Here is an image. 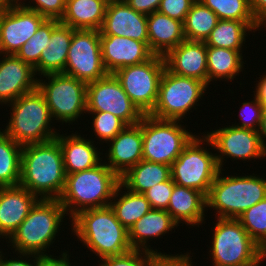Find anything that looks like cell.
<instances>
[{
	"label": "cell",
	"mask_w": 266,
	"mask_h": 266,
	"mask_svg": "<svg viewBox=\"0 0 266 266\" xmlns=\"http://www.w3.org/2000/svg\"><path fill=\"white\" fill-rule=\"evenodd\" d=\"M63 154L57 138L22 147L20 183L41 199H59L65 186Z\"/></svg>",
	"instance_id": "obj_1"
},
{
	"label": "cell",
	"mask_w": 266,
	"mask_h": 266,
	"mask_svg": "<svg viewBox=\"0 0 266 266\" xmlns=\"http://www.w3.org/2000/svg\"><path fill=\"white\" fill-rule=\"evenodd\" d=\"M70 220L77 240L100 260L132 250L128 230L118 221L110 205L80 211Z\"/></svg>",
	"instance_id": "obj_2"
},
{
	"label": "cell",
	"mask_w": 266,
	"mask_h": 266,
	"mask_svg": "<svg viewBox=\"0 0 266 266\" xmlns=\"http://www.w3.org/2000/svg\"><path fill=\"white\" fill-rule=\"evenodd\" d=\"M119 183L120 177L103 161L92 169L67 174L58 200L70 219L80 211L109 206Z\"/></svg>",
	"instance_id": "obj_3"
},
{
	"label": "cell",
	"mask_w": 266,
	"mask_h": 266,
	"mask_svg": "<svg viewBox=\"0 0 266 266\" xmlns=\"http://www.w3.org/2000/svg\"><path fill=\"white\" fill-rule=\"evenodd\" d=\"M65 209L58 199L39 198L17 230L8 239L11 250L37 256L50 255L46 249L53 245L64 222Z\"/></svg>",
	"instance_id": "obj_4"
},
{
	"label": "cell",
	"mask_w": 266,
	"mask_h": 266,
	"mask_svg": "<svg viewBox=\"0 0 266 266\" xmlns=\"http://www.w3.org/2000/svg\"><path fill=\"white\" fill-rule=\"evenodd\" d=\"M223 170L224 167L218 172L206 196V208L214 209L215 217L237 219L248 208L266 198L265 176H224Z\"/></svg>",
	"instance_id": "obj_5"
},
{
	"label": "cell",
	"mask_w": 266,
	"mask_h": 266,
	"mask_svg": "<svg viewBox=\"0 0 266 266\" xmlns=\"http://www.w3.org/2000/svg\"><path fill=\"white\" fill-rule=\"evenodd\" d=\"M8 106L11 115L3 131L16 143L22 146L43 143L59 134L51 125L53 120L49 107L38 88L23 94Z\"/></svg>",
	"instance_id": "obj_6"
},
{
	"label": "cell",
	"mask_w": 266,
	"mask_h": 266,
	"mask_svg": "<svg viewBox=\"0 0 266 266\" xmlns=\"http://www.w3.org/2000/svg\"><path fill=\"white\" fill-rule=\"evenodd\" d=\"M204 145L210 147V140L204 134L191 139L172 163L171 179L177 185L196 189L207 196L220 168L216 154Z\"/></svg>",
	"instance_id": "obj_7"
},
{
	"label": "cell",
	"mask_w": 266,
	"mask_h": 266,
	"mask_svg": "<svg viewBox=\"0 0 266 266\" xmlns=\"http://www.w3.org/2000/svg\"><path fill=\"white\" fill-rule=\"evenodd\" d=\"M37 88L45 98L53 121L70 125L87 113L85 82L64 73H52L40 76Z\"/></svg>",
	"instance_id": "obj_8"
},
{
	"label": "cell",
	"mask_w": 266,
	"mask_h": 266,
	"mask_svg": "<svg viewBox=\"0 0 266 266\" xmlns=\"http://www.w3.org/2000/svg\"><path fill=\"white\" fill-rule=\"evenodd\" d=\"M182 122L143 115V159L171 166L196 135L186 130Z\"/></svg>",
	"instance_id": "obj_9"
},
{
	"label": "cell",
	"mask_w": 266,
	"mask_h": 266,
	"mask_svg": "<svg viewBox=\"0 0 266 266\" xmlns=\"http://www.w3.org/2000/svg\"><path fill=\"white\" fill-rule=\"evenodd\" d=\"M207 89L204 82L173 74L165 68L159 83L156 105L149 115L163 120L182 121L193 107L196 109L195 106L199 105Z\"/></svg>",
	"instance_id": "obj_10"
},
{
	"label": "cell",
	"mask_w": 266,
	"mask_h": 266,
	"mask_svg": "<svg viewBox=\"0 0 266 266\" xmlns=\"http://www.w3.org/2000/svg\"><path fill=\"white\" fill-rule=\"evenodd\" d=\"M209 255L214 266H242L258 261V244L233 218H216Z\"/></svg>",
	"instance_id": "obj_11"
},
{
	"label": "cell",
	"mask_w": 266,
	"mask_h": 266,
	"mask_svg": "<svg viewBox=\"0 0 266 266\" xmlns=\"http://www.w3.org/2000/svg\"><path fill=\"white\" fill-rule=\"evenodd\" d=\"M165 68L164 57L154 55L144 63L120 68L113 75L138 110L149 115L156 105Z\"/></svg>",
	"instance_id": "obj_12"
},
{
	"label": "cell",
	"mask_w": 266,
	"mask_h": 266,
	"mask_svg": "<svg viewBox=\"0 0 266 266\" xmlns=\"http://www.w3.org/2000/svg\"><path fill=\"white\" fill-rule=\"evenodd\" d=\"M63 73L86 84L109 74L102 61L100 31L86 29L73 31Z\"/></svg>",
	"instance_id": "obj_13"
},
{
	"label": "cell",
	"mask_w": 266,
	"mask_h": 266,
	"mask_svg": "<svg viewBox=\"0 0 266 266\" xmlns=\"http://www.w3.org/2000/svg\"><path fill=\"white\" fill-rule=\"evenodd\" d=\"M86 99L87 112H109L127 125L138 124L143 117L113 74L88 83Z\"/></svg>",
	"instance_id": "obj_14"
},
{
	"label": "cell",
	"mask_w": 266,
	"mask_h": 266,
	"mask_svg": "<svg viewBox=\"0 0 266 266\" xmlns=\"http://www.w3.org/2000/svg\"><path fill=\"white\" fill-rule=\"evenodd\" d=\"M204 135L210 140L211 148L219 153L215 154L220 169L226 162L225 156L234 160L242 159L243 161L248 159L262 160L266 157V151L262 147L256 130L229 125V127L212 129V132L208 131Z\"/></svg>",
	"instance_id": "obj_15"
},
{
	"label": "cell",
	"mask_w": 266,
	"mask_h": 266,
	"mask_svg": "<svg viewBox=\"0 0 266 266\" xmlns=\"http://www.w3.org/2000/svg\"><path fill=\"white\" fill-rule=\"evenodd\" d=\"M45 20L36 11L11 1L0 14V55H15Z\"/></svg>",
	"instance_id": "obj_16"
},
{
	"label": "cell",
	"mask_w": 266,
	"mask_h": 266,
	"mask_svg": "<svg viewBox=\"0 0 266 266\" xmlns=\"http://www.w3.org/2000/svg\"><path fill=\"white\" fill-rule=\"evenodd\" d=\"M100 46L102 61L109 74L120 68L144 63L155 55L148 43L123 36L100 35Z\"/></svg>",
	"instance_id": "obj_17"
},
{
	"label": "cell",
	"mask_w": 266,
	"mask_h": 266,
	"mask_svg": "<svg viewBox=\"0 0 266 266\" xmlns=\"http://www.w3.org/2000/svg\"><path fill=\"white\" fill-rule=\"evenodd\" d=\"M104 163L119 177L143 160L142 119L138 124L127 125L108 142ZM107 154V155H106Z\"/></svg>",
	"instance_id": "obj_18"
},
{
	"label": "cell",
	"mask_w": 266,
	"mask_h": 266,
	"mask_svg": "<svg viewBox=\"0 0 266 266\" xmlns=\"http://www.w3.org/2000/svg\"><path fill=\"white\" fill-rule=\"evenodd\" d=\"M100 35H115L148 43L147 15L132 9L126 1L109 0Z\"/></svg>",
	"instance_id": "obj_19"
},
{
	"label": "cell",
	"mask_w": 266,
	"mask_h": 266,
	"mask_svg": "<svg viewBox=\"0 0 266 266\" xmlns=\"http://www.w3.org/2000/svg\"><path fill=\"white\" fill-rule=\"evenodd\" d=\"M0 57V105H8L35 90L38 78L34 69L15 55Z\"/></svg>",
	"instance_id": "obj_20"
},
{
	"label": "cell",
	"mask_w": 266,
	"mask_h": 266,
	"mask_svg": "<svg viewBox=\"0 0 266 266\" xmlns=\"http://www.w3.org/2000/svg\"><path fill=\"white\" fill-rule=\"evenodd\" d=\"M207 46L203 41L184 40L165 56V66L173 74L191 77L208 86Z\"/></svg>",
	"instance_id": "obj_21"
},
{
	"label": "cell",
	"mask_w": 266,
	"mask_h": 266,
	"mask_svg": "<svg viewBox=\"0 0 266 266\" xmlns=\"http://www.w3.org/2000/svg\"><path fill=\"white\" fill-rule=\"evenodd\" d=\"M38 199L20 185L0 187V238L7 243Z\"/></svg>",
	"instance_id": "obj_22"
},
{
	"label": "cell",
	"mask_w": 266,
	"mask_h": 266,
	"mask_svg": "<svg viewBox=\"0 0 266 266\" xmlns=\"http://www.w3.org/2000/svg\"><path fill=\"white\" fill-rule=\"evenodd\" d=\"M58 134L57 139L63 154L65 174H73L83 170H89L99 165L103 159L102 152L96 148L93 139H85V135L75 132L71 135ZM78 134V135H77Z\"/></svg>",
	"instance_id": "obj_23"
},
{
	"label": "cell",
	"mask_w": 266,
	"mask_h": 266,
	"mask_svg": "<svg viewBox=\"0 0 266 266\" xmlns=\"http://www.w3.org/2000/svg\"><path fill=\"white\" fill-rule=\"evenodd\" d=\"M178 223L172 216L163 209H151L128 231V240L132 249L143 250L152 253H158L157 249L154 250L148 243L150 239L154 240L161 236H165L169 231H173ZM173 229V230H172Z\"/></svg>",
	"instance_id": "obj_24"
},
{
	"label": "cell",
	"mask_w": 266,
	"mask_h": 266,
	"mask_svg": "<svg viewBox=\"0 0 266 266\" xmlns=\"http://www.w3.org/2000/svg\"><path fill=\"white\" fill-rule=\"evenodd\" d=\"M166 211L178 225L199 227L206 220V196L196 189L174 184Z\"/></svg>",
	"instance_id": "obj_25"
},
{
	"label": "cell",
	"mask_w": 266,
	"mask_h": 266,
	"mask_svg": "<svg viewBox=\"0 0 266 266\" xmlns=\"http://www.w3.org/2000/svg\"><path fill=\"white\" fill-rule=\"evenodd\" d=\"M148 46L155 55L165 56L185 40L183 22L158 11L147 15Z\"/></svg>",
	"instance_id": "obj_26"
},
{
	"label": "cell",
	"mask_w": 266,
	"mask_h": 266,
	"mask_svg": "<svg viewBox=\"0 0 266 266\" xmlns=\"http://www.w3.org/2000/svg\"><path fill=\"white\" fill-rule=\"evenodd\" d=\"M109 0H66L60 23L73 29L100 31Z\"/></svg>",
	"instance_id": "obj_27"
},
{
	"label": "cell",
	"mask_w": 266,
	"mask_h": 266,
	"mask_svg": "<svg viewBox=\"0 0 266 266\" xmlns=\"http://www.w3.org/2000/svg\"><path fill=\"white\" fill-rule=\"evenodd\" d=\"M74 30L62 23L52 30L50 43L40 55L39 76L64 72Z\"/></svg>",
	"instance_id": "obj_28"
},
{
	"label": "cell",
	"mask_w": 266,
	"mask_h": 266,
	"mask_svg": "<svg viewBox=\"0 0 266 266\" xmlns=\"http://www.w3.org/2000/svg\"><path fill=\"white\" fill-rule=\"evenodd\" d=\"M171 178V166L141 160L120 177V182L135 193H144L157 183Z\"/></svg>",
	"instance_id": "obj_29"
},
{
	"label": "cell",
	"mask_w": 266,
	"mask_h": 266,
	"mask_svg": "<svg viewBox=\"0 0 266 266\" xmlns=\"http://www.w3.org/2000/svg\"><path fill=\"white\" fill-rule=\"evenodd\" d=\"M121 190H126L127 192L123 191V193ZM110 207L113 209L118 221L128 231L136 221L152 209L143 193L132 192L121 182L114 192Z\"/></svg>",
	"instance_id": "obj_30"
},
{
	"label": "cell",
	"mask_w": 266,
	"mask_h": 266,
	"mask_svg": "<svg viewBox=\"0 0 266 266\" xmlns=\"http://www.w3.org/2000/svg\"><path fill=\"white\" fill-rule=\"evenodd\" d=\"M237 50L207 46L208 87L212 81L234 80L243 71V54Z\"/></svg>",
	"instance_id": "obj_31"
},
{
	"label": "cell",
	"mask_w": 266,
	"mask_h": 266,
	"mask_svg": "<svg viewBox=\"0 0 266 266\" xmlns=\"http://www.w3.org/2000/svg\"><path fill=\"white\" fill-rule=\"evenodd\" d=\"M250 31L253 30L243 21L219 19L205 43L206 46L243 52L242 46H245Z\"/></svg>",
	"instance_id": "obj_32"
},
{
	"label": "cell",
	"mask_w": 266,
	"mask_h": 266,
	"mask_svg": "<svg viewBox=\"0 0 266 266\" xmlns=\"http://www.w3.org/2000/svg\"><path fill=\"white\" fill-rule=\"evenodd\" d=\"M22 147L0 129V187L19 185Z\"/></svg>",
	"instance_id": "obj_33"
},
{
	"label": "cell",
	"mask_w": 266,
	"mask_h": 266,
	"mask_svg": "<svg viewBox=\"0 0 266 266\" xmlns=\"http://www.w3.org/2000/svg\"><path fill=\"white\" fill-rule=\"evenodd\" d=\"M218 20V16L210 8L196 0L183 22L185 39L205 42Z\"/></svg>",
	"instance_id": "obj_34"
},
{
	"label": "cell",
	"mask_w": 266,
	"mask_h": 266,
	"mask_svg": "<svg viewBox=\"0 0 266 266\" xmlns=\"http://www.w3.org/2000/svg\"><path fill=\"white\" fill-rule=\"evenodd\" d=\"M210 8L219 19L245 22L255 33L263 27L255 20L249 0H198Z\"/></svg>",
	"instance_id": "obj_35"
},
{
	"label": "cell",
	"mask_w": 266,
	"mask_h": 266,
	"mask_svg": "<svg viewBox=\"0 0 266 266\" xmlns=\"http://www.w3.org/2000/svg\"><path fill=\"white\" fill-rule=\"evenodd\" d=\"M60 23L56 19H46L36 33L17 51L15 56L29 64L39 76V59L42 50L50 43L52 30Z\"/></svg>",
	"instance_id": "obj_36"
},
{
	"label": "cell",
	"mask_w": 266,
	"mask_h": 266,
	"mask_svg": "<svg viewBox=\"0 0 266 266\" xmlns=\"http://www.w3.org/2000/svg\"><path fill=\"white\" fill-rule=\"evenodd\" d=\"M237 220L259 245L266 239V198L244 211Z\"/></svg>",
	"instance_id": "obj_37"
},
{
	"label": "cell",
	"mask_w": 266,
	"mask_h": 266,
	"mask_svg": "<svg viewBox=\"0 0 266 266\" xmlns=\"http://www.w3.org/2000/svg\"><path fill=\"white\" fill-rule=\"evenodd\" d=\"M86 114L93 115L92 130L95 132L96 139H99V144L102 142L108 144L127 126L123 120L109 112H87Z\"/></svg>",
	"instance_id": "obj_38"
},
{
	"label": "cell",
	"mask_w": 266,
	"mask_h": 266,
	"mask_svg": "<svg viewBox=\"0 0 266 266\" xmlns=\"http://www.w3.org/2000/svg\"><path fill=\"white\" fill-rule=\"evenodd\" d=\"M16 2L26 9L36 11L46 19H56L59 21L64 15L66 7V0H29L28 4L25 3V0L24 2L23 0H16Z\"/></svg>",
	"instance_id": "obj_39"
},
{
	"label": "cell",
	"mask_w": 266,
	"mask_h": 266,
	"mask_svg": "<svg viewBox=\"0 0 266 266\" xmlns=\"http://www.w3.org/2000/svg\"><path fill=\"white\" fill-rule=\"evenodd\" d=\"M263 105L253 96V100L244 101L240 107L239 118L241 119L240 123L236 122L232 124L236 127L252 129L258 131L261 115H262Z\"/></svg>",
	"instance_id": "obj_40"
},
{
	"label": "cell",
	"mask_w": 266,
	"mask_h": 266,
	"mask_svg": "<svg viewBox=\"0 0 266 266\" xmlns=\"http://www.w3.org/2000/svg\"><path fill=\"white\" fill-rule=\"evenodd\" d=\"M152 252L135 250L99 260L98 266H148V260Z\"/></svg>",
	"instance_id": "obj_41"
},
{
	"label": "cell",
	"mask_w": 266,
	"mask_h": 266,
	"mask_svg": "<svg viewBox=\"0 0 266 266\" xmlns=\"http://www.w3.org/2000/svg\"><path fill=\"white\" fill-rule=\"evenodd\" d=\"M174 184L170 178L168 181L157 183L143 193L152 209L168 208Z\"/></svg>",
	"instance_id": "obj_42"
},
{
	"label": "cell",
	"mask_w": 266,
	"mask_h": 266,
	"mask_svg": "<svg viewBox=\"0 0 266 266\" xmlns=\"http://www.w3.org/2000/svg\"><path fill=\"white\" fill-rule=\"evenodd\" d=\"M196 0H161L158 12L184 22L187 13Z\"/></svg>",
	"instance_id": "obj_43"
},
{
	"label": "cell",
	"mask_w": 266,
	"mask_h": 266,
	"mask_svg": "<svg viewBox=\"0 0 266 266\" xmlns=\"http://www.w3.org/2000/svg\"><path fill=\"white\" fill-rule=\"evenodd\" d=\"M189 252L181 254L152 253L148 260V266H193V260Z\"/></svg>",
	"instance_id": "obj_44"
},
{
	"label": "cell",
	"mask_w": 266,
	"mask_h": 266,
	"mask_svg": "<svg viewBox=\"0 0 266 266\" xmlns=\"http://www.w3.org/2000/svg\"><path fill=\"white\" fill-rule=\"evenodd\" d=\"M62 254L59 257H55L54 255H36V265L35 266H69L72 264L70 262L69 250L61 252ZM55 257V258H54Z\"/></svg>",
	"instance_id": "obj_45"
},
{
	"label": "cell",
	"mask_w": 266,
	"mask_h": 266,
	"mask_svg": "<svg viewBox=\"0 0 266 266\" xmlns=\"http://www.w3.org/2000/svg\"><path fill=\"white\" fill-rule=\"evenodd\" d=\"M127 4L135 11L149 15L156 12L160 6L161 0H125Z\"/></svg>",
	"instance_id": "obj_46"
},
{
	"label": "cell",
	"mask_w": 266,
	"mask_h": 266,
	"mask_svg": "<svg viewBox=\"0 0 266 266\" xmlns=\"http://www.w3.org/2000/svg\"><path fill=\"white\" fill-rule=\"evenodd\" d=\"M3 254L4 253L2 251H0V266H35L36 265V255H34V254L15 253V254L20 255V256L17 255L20 259H18V257L14 259V257H13L12 259H9V260H7V258H4ZM23 257H24V259H23ZM29 257H32L33 259L32 258L30 259Z\"/></svg>",
	"instance_id": "obj_47"
},
{
	"label": "cell",
	"mask_w": 266,
	"mask_h": 266,
	"mask_svg": "<svg viewBox=\"0 0 266 266\" xmlns=\"http://www.w3.org/2000/svg\"><path fill=\"white\" fill-rule=\"evenodd\" d=\"M250 8L255 20L266 27V0H249Z\"/></svg>",
	"instance_id": "obj_48"
},
{
	"label": "cell",
	"mask_w": 266,
	"mask_h": 266,
	"mask_svg": "<svg viewBox=\"0 0 266 266\" xmlns=\"http://www.w3.org/2000/svg\"><path fill=\"white\" fill-rule=\"evenodd\" d=\"M261 77L260 80L255 84V91L254 92V96L256 97V99L263 105V107H266V74L263 76L260 75Z\"/></svg>",
	"instance_id": "obj_49"
},
{
	"label": "cell",
	"mask_w": 266,
	"mask_h": 266,
	"mask_svg": "<svg viewBox=\"0 0 266 266\" xmlns=\"http://www.w3.org/2000/svg\"><path fill=\"white\" fill-rule=\"evenodd\" d=\"M258 135L262 147L266 151V107H263L262 115H261V122L258 129Z\"/></svg>",
	"instance_id": "obj_50"
},
{
	"label": "cell",
	"mask_w": 266,
	"mask_h": 266,
	"mask_svg": "<svg viewBox=\"0 0 266 266\" xmlns=\"http://www.w3.org/2000/svg\"><path fill=\"white\" fill-rule=\"evenodd\" d=\"M266 259V239L258 245V261L261 264Z\"/></svg>",
	"instance_id": "obj_51"
},
{
	"label": "cell",
	"mask_w": 266,
	"mask_h": 266,
	"mask_svg": "<svg viewBox=\"0 0 266 266\" xmlns=\"http://www.w3.org/2000/svg\"><path fill=\"white\" fill-rule=\"evenodd\" d=\"M10 2V0H0V14L5 11L6 7Z\"/></svg>",
	"instance_id": "obj_52"
},
{
	"label": "cell",
	"mask_w": 266,
	"mask_h": 266,
	"mask_svg": "<svg viewBox=\"0 0 266 266\" xmlns=\"http://www.w3.org/2000/svg\"><path fill=\"white\" fill-rule=\"evenodd\" d=\"M261 264L259 263V261H254L253 263H248L242 266H260Z\"/></svg>",
	"instance_id": "obj_53"
}]
</instances>
